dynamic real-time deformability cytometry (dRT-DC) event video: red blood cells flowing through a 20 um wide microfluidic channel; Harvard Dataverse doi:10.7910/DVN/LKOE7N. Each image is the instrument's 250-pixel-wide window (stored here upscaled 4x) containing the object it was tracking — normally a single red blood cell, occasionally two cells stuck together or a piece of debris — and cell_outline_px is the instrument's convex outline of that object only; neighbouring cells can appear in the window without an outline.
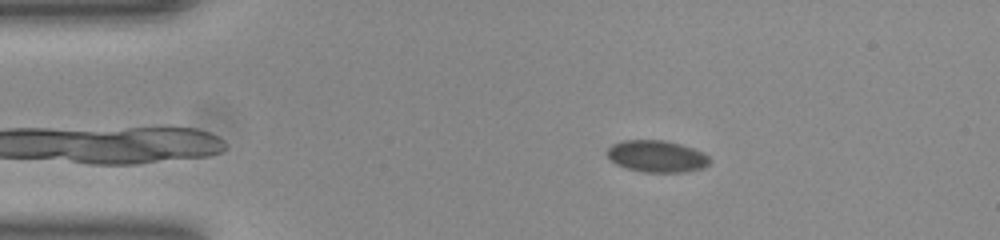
{"species": "common noctule bat (a hibernating species)", "species_latin": "Nyctalus noctula", "temperature_condition": "room temperature", "stored_images_in_passage": 48, "camera_frame_rate_fps": 3000, "um_per_image_px": 0.085, "animal": {"sex": "female", "body_mass_g": 23.0, "forearm_length_mm": 53.4}, "frame": {"image": 1, "passage_image": 3, "time_ms": 0.667, "image_size_px": [1000, 240], "cell_outline_px": [[712, 160], [704, 168], [684, 172], [644, 172], [628, 168], [616, 164], [608, 156], [608, 148], [612, 144], [624, 140], [664, 140], [680, 144], [704, 152]], "centroid_in_image_um": [55.87, 13.28], "position_along_channel_um": 29.1, "area_um2": 18.96}}
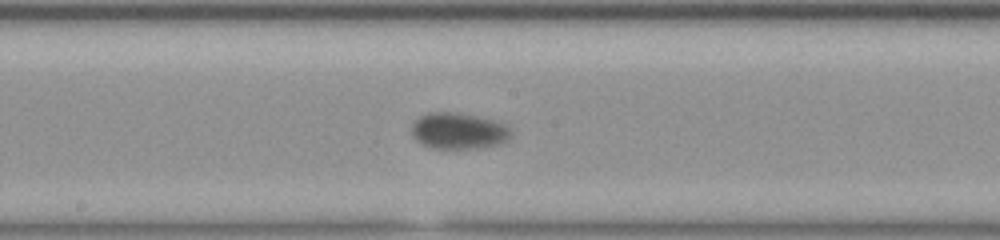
{"frame": {"image": 2, "passage_image": 22, "time_ms": 7.0, "image_size_px": [1000, 240], "cell_outline_px": [[512, 132], [500, 144], [476, 148], [432, 148], [420, 144], [412, 136], [412, 124], [420, 116], [428, 112], [456, 112], [476, 116], [492, 120], [504, 124]], "centroid_in_image_um": [38.91, 11.12], "position_along_channel_um": 209.3, "area_um2": 20.81}}
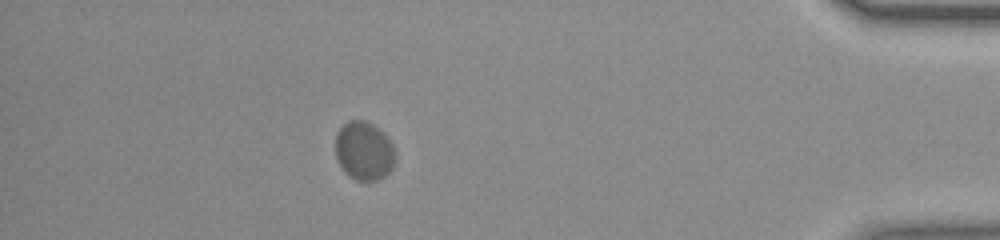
{"frame": {"image": 3, "passage_image": 42, "time_ms": 13.667, "image_size_px": [1000, 240], "cell_outline_px": [[396, 160], [392, 168], [380, 180], [356, 180], [348, 176], [344, 172], [336, 156], [336, 132], [348, 120], [364, 120], [372, 124], [384, 132], [392, 144], [396, 152]], "centroid_in_image_um": [30.96, 12.82], "position_along_channel_um": 404.2, "area_um2": 20.63}, "authors_computed_cell_mechanics": {"area_um2": 20.5479, "velocity_mm_per_s": 3.6963, "shape_relaxation_time_tau1_ms": 1.3543, "shape_relaxation_time_tau2_ms": null, "deformation_change_tau1": 0.0737, "deformation_change_tau2": null}}